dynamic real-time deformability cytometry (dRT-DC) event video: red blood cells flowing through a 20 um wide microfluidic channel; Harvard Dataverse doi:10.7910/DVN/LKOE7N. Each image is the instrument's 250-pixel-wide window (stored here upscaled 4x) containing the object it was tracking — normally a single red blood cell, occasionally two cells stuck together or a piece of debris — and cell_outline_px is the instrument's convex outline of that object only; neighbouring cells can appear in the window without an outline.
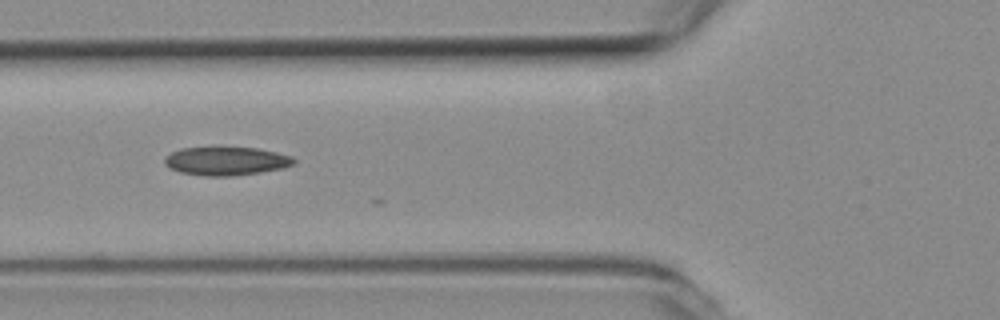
{"species": "common noctule bat (a hibernating species)", "species_latin": "Nyctalus noctula", "temperature_condition": "room temperature", "stored_images_in_passage": 7, "camera_frame_rate_fps": 3000, "um_per_image_px": 0.085, "animal": {"sex": "female", "body_mass_g": 19.3, "forearm_length_mm": 54.1}, "frame": {"image": 1, "passage_image": 6, "time_ms": 1.667, "image_size_px": [1000, 320], "cell_outline_px": [[296, 160], [292, 164], [284, 168], [260, 172], [232, 176], [204, 176], [180, 172], [168, 168], [164, 164], [164, 156], [180, 148], [216, 144], [256, 148], [276, 152], [292, 156]], "centroid_in_image_um": [19.16, 13.64], "position_along_channel_um": 106.6, "area_um2": 22.48}}